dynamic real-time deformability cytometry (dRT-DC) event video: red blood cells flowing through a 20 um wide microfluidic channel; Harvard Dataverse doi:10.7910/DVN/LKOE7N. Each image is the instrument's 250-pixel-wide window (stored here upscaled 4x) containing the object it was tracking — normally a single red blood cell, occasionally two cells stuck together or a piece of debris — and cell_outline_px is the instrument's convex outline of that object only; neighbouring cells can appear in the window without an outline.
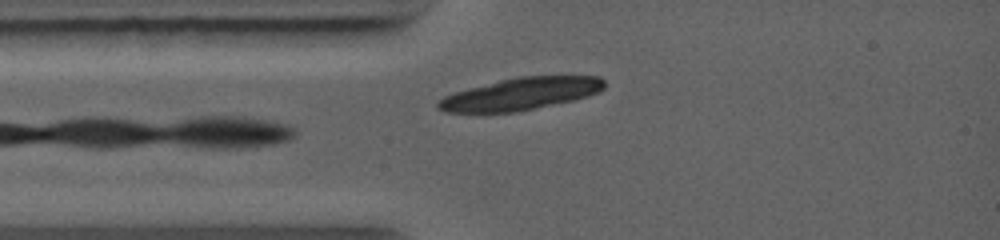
{"species": "common noctule bat (a hibernating species)", "species_latin": "Nyctalus noctula", "temperature_condition": "warm", "stored_images_in_passage": 5, "camera_frame_rate_fps": 5000, "um_per_image_px": 0.085, "animal": {"sex": "female", "body_mass_g": 19.0, "forearm_length_mm": 56.7}, "frame": {"image": 1, "passage_image": 5, "time_ms": 0.8, "image_size_px": [1000, 240], "cell_outline_px": [[604, 88], [600, 92], [588, 96], [572, 100], [516, 112], [444, 112], [436, 108], [436, 104], [444, 96], [468, 88], [500, 80], [520, 76], [600, 76], [604, 80]], "centroid_in_image_um": [44.27, 7.97], "position_along_channel_um": 40.7, "area_um2": 30.98}}